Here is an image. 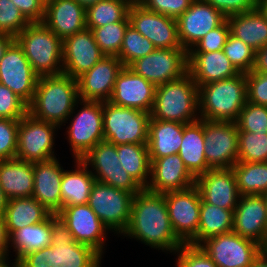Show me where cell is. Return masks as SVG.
I'll return each mask as SVG.
<instances>
[{
	"instance_id": "obj_1",
	"label": "cell",
	"mask_w": 267,
	"mask_h": 267,
	"mask_svg": "<svg viewBox=\"0 0 267 267\" xmlns=\"http://www.w3.org/2000/svg\"><path fill=\"white\" fill-rule=\"evenodd\" d=\"M122 235L173 254L183 245L171 227L165 193L146 188L134 195L129 223Z\"/></svg>"
},
{
	"instance_id": "obj_2",
	"label": "cell",
	"mask_w": 267,
	"mask_h": 267,
	"mask_svg": "<svg viewBox=\"0 0 267 267\" xmlns=\"http://www.w3.org/2000/svg\"><path fill=\"white\" fill-rule=\"evenodd\" d=\"M77 80L66 74L41 76L28 113L40 121L62 126L79 101Z\"/></svg>"
},
{
	"instance_id": "obj_3",
	"label": "cell",
	"mask_w": 267,
	"mask_h": 267,
	"mask_svg": "<svg viewBox=\"0 0 267 267\" xmlns=\"http://www.w3.org/2000/svg\"><path fill=\"white\" fill-rule=\"evenodd\" d=\"M199 117L236 122L247 103L246 73L198 86Z\"/></svg>"
},
{
	"instance_id": "obj_4",
	"label": "cell",
	"mask_w": 267,
	"mask_h": 267,
	"mask_svg": "<svg viewBox=\"0 0 267 267\" xmlns=\"http://www.w3.org/2000/svg\"><path fill=\"white\" fill-rule=\"evenodd\" d=\"M103 257L92 247L78 243L60 228L51 238V244L24 254L19 267H101Z\"/></svg>"
},
{
	"instance_id": "obj_5",
	"label": "cell",
	"mask_w": 267,
	"mask_h": 267,
	"mask_svg": "<svg viewBox=\"0 0 267 267\" xmlns=\"http://www.w3.org/2000/svg\"><path fill=\"white\" fill-rule=\"evenodd\" d=\"M198 85L186 73L182 78L156 86L150 117L188 124L200 119Z\"/></svg>"
},
{
	"instance_id": "obj_6",
	"label": "cell",
	"mask_w": 267,
	"mask_h": 267,
	"mask_svg": "<svg viewBox=\"0 0 267 267\" xmlns=\"http://www.w3.org/2000/svg\"><path fill=\"white\" fill-rule=\"evenodd\" d=\"M15 40L39 77L63 74L62 40L43 22L30 23Z\"/></svg>"
},
{
	"instance_id": "obj_7",
	"label": "cell",
	"mask_w": 267,
	"mask_h": 267,
	"mask_svg": "<svg viewBox=\"0 0 267 267\" xmlns=\"http://www.w3.org/2000/svg\"><path fill=\"white\" fill-rule=\"evenodd\" d=\"M150 113L103 102L104 141L120 144H147Z\"/></svg>"
},
{
	"instance_id": "obj_8",
	"label": "cell",
	"mask_w": 267,
	"mask_h": 267,
	"mask_svg": "<svg viewBox=\"0 0 267 267\" xmlns=\"http://www.w3.org/2000/svg\"><path fill=\"white\" fill-rule=\"evenodd\" d=\"M78 105L83 107L77 110ZM75 110H77V113H75ZM69 119L72 121L69 124L70 126L66 128L68 129L66 131L67 138L74 160H80L96 144L104 141L103 102L79 100L67 121Z\"/></svg>"
},
{
	"instance_id": "obj_9",
	"label": "cell",
	"mask_w": 267,
	"mask_h": 267,
	"mask_svg": "<svg viewBox=\"0 0 267 267\" xmlns=\"http://www.w3.org/2000/svg\"><path fill=\"white\" fill-rule=\"evenodd\" d=\"M133 197L130 192L95 181L88 205L109 231L121 235L129 223Z\"/></svg>"
},
{
	"instance_id": "obj_10",
	"label": "cell",
	"mask_w": 267,
	"mask_h": 267,
	"mask_svg": "<svg viewBox=\"0 0 267 267\" xmlns=\"http://www.w3.org/2000/svg\"><path fill=\"white\" fill-rule=\"evenodd\" d=\"M58 128L60 126L40 121L27 113L19 120L16 158L29 162L56 158L53 147Z\"/></svg>"
},
{
	"instance_id": "obj_11",
	"label": "cell",
	"mask_w": 267,
	"mask_h": 267,
	"mask_svg": "<svg viewBox=\"0 0 267 267\" xmlns=\"http://www.w3.org/2000/svg\"><path fill=\"white\" fill-rule=\"evenodd\" d=\"M57 218L59 228L63 232L69 234L74 241L92 247L103 256L106 231L109 230L88 204L62 207Z\"/></svg>"
},
{
	"instance_id": "obj_12",
	"label": "cell",
	"mask_w": 267,
	"mask_h": 267,
	"mask_svg": "<svg viewBox=\"0 0 267 267\" xmlns=\"http://www.w3.org/2000/svg\"><path fill=\"white\" fill-rule=\"evenodd\" d=\"M80 160L87 167L92 168L90 171L98 182L125 190L133 195L143 189L120 165L115 144L101 141Z\"/></svg>"
},
{
	"instance_id": "obj_13",
	"label": "cell",
	"mask_w": 267,
	"mask_h": 267,
	"mask_svg": "<svg viewBox=\"0 0 267 267\" xmlns=\"http://www.w3.org/2000/svg\"><path fill=\"white\" fill-rule=\"evenodd\" d=\"M171 227L183 244L196 246L201 196L194 185L181 191L165 193Z\"/></svg>"
},
{
	"instance_id": "obj_14",
	"label": "cell",
	"mask_w": 267,
	"mask_h": 267,
	"mask_svg": "<svg viewBox=\"0 0 267 267\" xmlns=\"http://www.w3.org/2000/svg\"><path fill=\"white\" fill-rule=\"evenodd\" d=\"M188 52L184 48H156L128 67L155 86L182 78L187 73Z\"/></svg>"
},
{
	"instance_id": "obj_15",
	"label": "cell",
	"mask_w": 267,
	"mask_h": 267,
	"mask_svg": "<svg viewBox=\"0 0 267 267\" xmlns=\"http://www.w3.org/2000/svg\"><path fill=\"white\" fill-rule=\"evenodd\" d=\"M198 246L217 267H249L264 249L260 244L233 231L207 238Z\"/></svg>"
},
{
	"instance_id": "obj_16",
	"label": "cell",
	"mask_w": 267,
	"mask_h": 267,
	"mask_svg": "<svg viewBox=\"0 0 267 267\" xmlns=\"http://www.w3.org/2000/svg\"><path fill=\"white\" fill-rule=\"evenodd\" d=\"M205 158L210 169H230L238 162L236 122L204 120Z\"/></svg>"
},
{
	"instance_id": "obj_17",
	"label": "cell",
	"mask_w": 267,
	"mask_h": 267,
	"mask_svg": "<svg viewBox=\"0 0 267 267\" xmlns=\"http://www.w3.org/2000/svg\"><path fill=\"white\" fill-rule=\"evenodd\" d=\"M38 78L23 48L15 40L0 60V84L8 87L29 105L34 97Z\"/></svg>"
},
{
	"instance_id": "obj_18",
	"label": "cell",
	"mask_w": 267,
	"mask_h": 267,
	"mask_svg": "<svg viewBox=\"0 0 267 267\" xmlns=\"http://www.w3.org/2000/svg\"><path fill=\"white\" fill-rule=\"evenodd\" d=\"M130 25L149 39L156 48H181L177 20L144 8L141 4H131L128 10Z\"/></svg>"
},
{
	"instance_id": "obj_19",
	"label": "cell",
	"mask_w": 267,
	"mask_h": 267,
	"mask_svg": "<svg viewBox=\"0 0 267 267\" xmlns=\"http://www.w3.org/2000/svg\"><path fill=\"white\" fill-rule=\"evenodd\" d=\"M176 20L181 46L188 52L209 31L220 26L226 17L205 0H193Z\"/></svg>"
},
{
	"instance_id": "obj_20",
	"label": "cell",
	"mask_w": 267,
	"mask_h": 267,
	"mask_svg": "<svg viewBox=\"0 0 267 267\" xmlns=\"http://www.w3.org/2000/svg\"><path fill=\"white\" fill-rule=\"evenodd\" d=\"M62 54L63 74L73 79L89 71L105 56L89 28L66 37L62 41Z\"/></svg>"
},
{
	"instance_id": "obj_21",
	"label": "cell",
	"mask_w": 267,
	"mask_h": 267,
	"mask_svg": "<svg viewBox=\"0 0 267 267\" xmlns=\"http://www.w3.org/2000/svg\"><path fill=\"white\" fill-rule=\"evenodd\" d=\"M233 232L267 246V207L263 195H241L234 210Z\"/></svg>"
},
{
	"instance_id": "obj_22",
	"label": "cell",
	"mask_w": 267,
	"mask_h": 267,
	"mask_svg": "<svg viewBox=\"0 0 267 267\" xmlns=\"http://www.w3.org/2000/svg\"><path fill=\"white\" fill-rule=\"evenodd\" d=\"M116 56H104L89 71L78 77V95L84 101H109L117 75L123 68Z\"/></svg>"
},
{
	"instance_id": "obj_23",
	"label": "cell",
	"mask_w": 267,
	"mask_h": 267,
	"mask_svg": "<svg viewBox=\"0 0 267 267\" xmlns=\"http://www.w3.org/2000/svg\"><path fill=\"white\" fill-rule=\"evenodd\" d=\"M156 86L124 66L117 75L112 96V104L150 113L154 104Z\"/></svg>"
},
{
	"instance_id": "obj_24",
	"label": "cell",
	"mask_w": 267,
	"mask_h": 267,
	"mask_svg": "<svg viewBox=\"0 0 267 267\" xmlns=\"http://www.w3.org/2000/svg\"><path fill=\"white\" fill-rule=\"evenodd\" d=\"M201 199L211 205L235 210L240 193L232 168L210 169L195 179Z\"/></svg>"
},
{
	"instance_id": "obj_25",
	"label": "cell",
	"mask_w": 267,
	"mask_h": 267,
	"mask_svg": "<svg viewBox=\"0 0 267 267\" xmlns=\"http://www.w3.org/2000/svg\"><path fill=\"white\" fill-rule=\"evenodd\" d=\"M150 161V179L146 187L148 191L164 194L195 185L196 178L186 168L178 153Z\"/></svg>"
},
{
	"instance_id": "obj_26",
	"label": "cell",
	"mask_w": 267,
	"mask_h": 267,
	"mask_svg": "<svg viewBox=\"0 0 267 267\" xmlns=\"http://www.w3.org/2000/svg\"><path fill=\"white\" fill-rule=\"evenodd\" d=\"M56 158L33 162L34 199H37L51 214L62 210L61 180L64 169Z\"/></svg>"
},
{
	"instance_id": "obj_27",
	"label": "cell",
	"mask_w": 267,
	"mask_h": 267,
	"mask_svg": "<svg viewBox=\"0 0 267 267\" xmlns=\"http://www.w3.org/2000/svg\"><path fill=\"white\" fill-rule=\"evenodd\" d=\"M42 22L63 41L86 28V8L75 0H52Z\"/></svg>"
},
{
	"instance_id": "obj_28",
	"label": "cell",
	"mask_w": 267,
	"mask_h": 267,
	"mask_svg": "<svg viewBox=\"0 0 267 267\" xmlns=\"http://www.w3.org/2000/svg\"><path fill=\"white\" fill-rule=\"evenodd\" d=\"M187 73L198 86L238 75L223 50L206 53H188Z\"/></svg>"
},
{
	"instance_id": "obj_29",
	"label": "cell",
	"mask_w": 267,
	"mask_h": 267,
	"mask_svg": "<svg viewBox=\"0 0 267 267\" xmlns=\"http://www.w3.org/2000/svg\"><path fill=\"white\" fill-rule=\"evenodd\" d=\"M0 185L6 198L32 197L33 162L17 158L0 160Z\"/></svg>"
},
{
	"instance_id": "obj_30",
	"label": "cell",
	"mask_w": 267,
	"mask_h": 267,
	"mask_svg": "<svg viewBox=\"0 0 267 267\" xmlns=\"http://www.w3.org/2000/svg\"><path fill=\"white\" fill-rule=\"evenodd\" d=\"M58 228L57 215L50 214L41 223L29 225L15 231L8 238V247H13L15 257L19 259L24 254L49 246L51 238Z\"/></svg>"
},
{
	"instance_id": "obj_31",
	"label": "cell",
	"mask_w": 267,
	"mask_h": 267,
	"mask_svg": "<svg viewBox=\"0 0 267 267\" xmlns=\"http://www.w3.org/2000/svg\"><path fill=\"white\" fill-rule=\"evenodd\" d=\"M230 34L257 51L267 45V18L258 6L246 13L226 17Z\"/></svg>"
},
{
	"instance_id": "obj_32",
	"label": "cell",
	"mask_w": 267,
	"mask_h": 267,
	"mask_svg": "<svg viewBox=\"0 0 267 267\" xmlns=\"http://www.w3.org/2000/svg\"><path fill=\"white\" fill-rule=\"evenodd\" d=\"M204 142V119L183 124V137L178 154L195 178L210 170L204 154Z\"/></svg>"
},
{
	"instance_id": "obj_33",
	"label": "cell",
	"mask_w": 267,
	"mask_h": 267,
	"mask_svg": "<svg viewBox=\"0 0 267 267\" xmlns=\"http://www.w3.org/2000/svg\"><path fill=\"white\" fill-rule=\"evenodd\" d=\"M182 137V123L150 118L147 143L150 159L177 154Z\"/></svg>"
},
{
	"instance_id": "obj_34",
	"label": "cell",
	"mask_w": 267,
	"mask_h": 267,
	"mask_svg": "<svg viewBox=\"0 0 267 267\" xmlns=\"http://www.w3.org/2000/svg\"><path fill=\"white\" fill-rule=\"evenodd\" d=\"M51 213L33 197L12 198L7 201L4 215L8 238L17 230L43 222Z\"/></svg>"
},
{
	"instance_id": "obj_35",
	"label": "cell",
	"mask_w": 267,
	"mask_h": 267,
	"mask_svg": "<svg viewBox=\"0 0 267 267\" xmlns=\"http://www.w3.org/2000/svg\"><path fill=\"white\" fill-rule=\"evenodd\" d=\"M75 169L65 170L60 190L62 207L88 204L95 177L81 160L75 159ZM77 166V168H76Z\"/></svg>"
},
{
	"instance_id": "obj_36",
	"label": "cell",
	"mask_w": 267,
	"mask_h": 267,
	"mask_svg": "<svg viewBox=\"0 0 267 267\" xmlns=\"http://www.w3.org/2000/svg\"><path fill=\"white\" fill-rule=\"evenodd\" d=\"M120 165L142 187L146 188L150 179L151 161L147 144L116 145Z\"/></svg>"
},
{
	"instance_id": "obj_37",
	"label": "cell",
	"mask_w": 267,
	"mask_h": 267,
	"mask_svg": "<svg viewBox=\"0 0 267 267\" xmlns=\"http://www.w3.org/2000/svg\"><path fill=\"white\" fill-rule=\"evenodd\" d=\"M234 211L204 202L201 199L196 246L207 238L233 231Z\"/></svg>"
},
{
	"instance_id": "obj_38",
	"label": "cell",
	"mask_w": 267,
	"mask_h": 267,
	"mask_svg": "<svg viewBox=\"0 0 267 267\" xmlns=\"http://www.w3.org/2000/svg\"><path fill=\"white\" fill-rule=\"evenodd\" d=\"M232 170L240 195L267 193V162H237Z\"/></svg>"
},
{
	"instance_id": "obj_39",
	"label": "cell",
	"mask_w": 267,
	"mask_h": 267,
	"mask_svg": "<svg viewBox=\"0 0 267 267\" xmlns=\"http://www.w3.org/2000/svg\"><path fill=\"white\" fill-rule=\"evenodd\" d=\"M127 0H101L86 8V28H95L108 23L121 22L130 7Z\"/></svg>"
},
{
	"instance_id": "obj_40",
	"label": "cell",
	"mask_w": 267,
	"mask_h": 267,
	"mask_svg": "<svg viewBox=\"0 0 267 267\" xmlns=\"http://www.w3.org/2000/svg\"><path fill=\"white\" fill-rule=\"evenodd\" d=\"M130 25L128 15L116 23L95 28H89L94 39L105 56H118L122 46L123 38L127 27Z\"/></svg>"
},
{
	"instance_id": "obj_41",
	"label": "cell",
	"mask_w": 267,
	"mask_h": 267,
	"mask_svg": "<svg viewBox=\"0 0 267 267\" xmlns=\"http://www.w3.org/2000/svg\"><path fill=\"white\" fill-rule=\"evenodd\" d=\"M156 47L153 43L129 25L125 31L122 46L117 56L123 66H129L136 59L152 53Z\"/></svg>"
},
{
	"instance_id": "obj_42",
	"label": "cell",
	"mask_w": 267,
	"mask_h": 267,
	"mask_svg": "<svg viewBox=\"0 0 267 267\" xmlns=\"http://www.w3.org/2000/svg\"><path fill=\"white\" fill-rule=\"evenodd\" d=\"M238 162H267V133L238 131Z\"/></svg>"
},
{
	"instance_id": "obj_43",
	"label": "cell",
	"mask_w": 267,
	"mask_h": 267,
	"mask_svg": "<svg viewBox=\"0 0 267 267\" xmlns=\"http://www.w3.org/2000/svg\"><path fill=\"white\" fill-rule=\"evenodd\" d=\"M223 52L239 72L247 73L253 70L256 51L242 40L230 34L223 47Z\"/></svg>"
},
{
	"instance_id": "obj_44",
	"label": "cell",
	"mask_w": 267,
	"mask_h": 267,
	"mask_svg": "<svg viewBox=\"0 0 267 267\" xmlns=\"http://www.w3.org/2000/svg\"><path fill=\"white\" fill-rule=\"evenodd\" d=\"M238 131L267 133V106L247 101L236 120Z\"/></svg>"
},
{
	"instance_id": "obj_45",
	"label": "cell",
	"mask_w": 267,
	"mask_h": 267,
	"mask_svg": "<svg viewBox=\"0 0 267 267\" xmlns=\"http://www.w3.org/2000/svg\"><path fill=\"white\" fill-rule=\"evenodd\" d=\"M30 24L11 0H0V34L14 38Z\"/></svg>"
},
{
	"instance_id": "obj_46",
	"label": "cell",
	"mask_w": 267,
	"mask_h": 267,
	"mask_svg": "<svg viewBox=\"0 0 267 267\" xmlns=\"http://www.w3.org/2000/svg\"><path fill=\"white\" fill-rule=\"evenodd\" d=\"M28 113V105L12 90L0 84V118L20 120Z\"/></svg>"
},
{
	"instance_id": "obj_47",
	"label": "cell",
	"mask_w": 267,
	"mask_h": 267,
	"mask_svg": "<svg viewBox=\"0 0 267 267\" xmlns=\"http://www.w3.org/2000/svg\"><path fill=\"white\" fill-rule=\"evenodd\" d=\"M229 35L230 26L226 19L220 26L202 37L188 53H206L223 50Z\"/></svg>"
},
{
	"instance_id": "obj_48",
	"label": "cell",
	"mask_w": 267,
	"mask_h": 267,
	"mask_svg": "<svg viewBox=\"0 0 267 267\" xmlns=\"http://www.w3.org/2000/svg\"><path fill=\"white\" fill-rule=\"evenodd\" d=\"M19 120L0 118V160L16 158Z\"/></svg>"
},
{
	"instance_id": "obj_49",
	"label": "cell",
	"mask_w": 267,
	"mask_h": 267,
	"mask_svg": "<svg viewBox=\"0 0 267 267\" xmlns=\"http://www.w3.org/2000/svg\"><path fill=\"white\" fill-rule=\"evenodd\" d=\"M177 267H217L211 258L199 247L183 244L176 252Z\"/></svg>"
},
{
	"instance_id": "obj_50",
	"label": "cell",
	"mask_w": 267,
	"mask_h": 267,
	"mask_svg": "<svg viewBox=\"0 0 267 267\" xmlns=\"http://www.w3.org/2000/svg\"><path fill=\"white\" fill-rule=\"evenodd\" d=\"M193 0H142L140 4L153 12L177 19L189 7Z\"/></svg>"
},
{
	"instance_id": "obj_51",
	"label": "cell",
	"mask_w": 267,
	"mask_h": 267,
	"mask_svg": "<svg viewBox=\"0 0 267 267\" xmlns=\"http://www.w3.org/2000/svg\"><path fill=\"white\" fill-rule=\"evenodd\" d=\"M247 101L267 106V74L259 72L246 73Z\"/></svg>"
},
{
	"instance_id": "obj_52",
	"label": "cell",
	"mask_w": 267,
	"mask_h": 267,
	"mask_svg": "<svg viewBox=\"0 0 267 267\" xmlns=\"http://www.w3.org/2000/svg\"><path fill=\"white\" fill-rule=\"evenodd\" d=\"M225 17L246 13L257 7V0H205Z\"/></svg>"
},
{
	"instance_id": "obj_53",
	"label": "cell",
	"mask_w": 267,
	"mask_h": 267,
	"mask_svg": "<svg viewBox=\"0 0 267 267\" xmlns=\"http://www.w3.org/2000/svg\"><path fill=\"white\" fill-rule=\"evenodd\" d=\"M30 22H42L45 6L40 0H11Z\"/></svg>"
},
{
	"instance_id": "obj_54",
	"label": "cell",
	"mask_w": 267,
	"mask_h": 267,
	"mask_svg": "<svg viewBox=\"0 0 267 267\" xmlns=\"http://www.w3.org/2000/svg\"><path fill=\"white\" fill-rule=\"evenodd\" d=\"M253 72L267 74V45L256 51Z\"/></svg>"
},
{
	"instance_id": "obj_55",
	"label": "cell",
	"mask_w": 267,
	"mask_h": 267,
	"mask_svg": "<svg viewBox=\"0 0 267 267\" xmlns=\"http://www.w3.org/2000/svg\"><path fill=\"white\" fill-rule=\"evenodd\" d=\"M8 245V236L5 230L4 219L0 218V258L9 256L10 248Z\"/></svg>"
},
{
	"instance_id": "obj_56",
	"label": "cell",
	"mask_w": 267,
	"mask_h": 267,
	"mask_svg": "<svg viewBox=\"0 0 267 267\" xmlns=\"http://www.w3.org/2000/svg\"><path fill=\"white\" fill-rule=\"evenodd\" d=\"M15 41V38L10 35L0 34V60L4 56L8 47Z\"/></svg>"
},
{
	"instance_id": "obj_57",
	"label": "cell",
	"mask_w": 267,
	"mask_h": 267,
	"mask_svg": "<svg viewBox=\"0 0 267 267\" xmlns=\"http://www.w3.org/2000/svg\"><path fill=\"white\" fill-rule=\"evenodd\" d=\"M249 267H267V250L263 249Z\"/></svg>"
},
{
	"instance_id": "obj_58",
	"label": "cell",
	"mask_w": 267,
	"mask_h": 267,
	"mask_svg": "<svg viewBox=\"0 0 267 267\" xmlns=\"http://www.w3.org/2000/svg\"><path fill=\"white\" fill-rule=\"evenodd\" d=\"M7 201L8 199L4 195L3 189L0 185V218H4Z\"/></svg>"
},
{
	"instance_id": "obj_59",
	"label": "cell",
	"mask_w": 267,
	"mask_h": 267,
	"mask_svg": "<svg viewBox=\"0 0 267 267\" xmlns=\"http://www.w3.org/2000/svg\"><path fill=\"white\" fill-rule=\"evenodd\" d=\"M9 257L0 258V267H19V260L15 257L14 263L12 262V266L9 265Z\"/></svg>"
},
{
	"instance_id": "obj_60",
	"label": "cell",
	"mask_w": 267,
	"mask_h": 267,
	"mask_svg": "<svg viewBox=\"0 0 267 267\" xmlns=\"http://www.w3.org/2000/svg\"><path fill=\"white\" fill-rule=\"evenodd\" d=\"M75 1H77L83 7L87 8L88 6L96 4L98 1H101V0H75Z\"/></svg>"
},
{
	"instance_id": "obj_61",
	"label": "cell",
	"mask_w": 267,
	"mask_h": 267,
	"mask_svg": "<svg viewBox=\"0 0 267 267\" xmlns=\"http://www.w3.org/2000/svg\"><path fill=\"white\" fill-rule=\"evenodd\" d=\"M258 8L265 14L267 18V0H260L257 3Z\"/></svg>"
},
{
	"instance_id": "obj_62",
	"label": "cell",
	"mask_w": 267,
	"mask_h": 267,
	"mask_svg": "<svg viewBox=\"0 0 267 267\" xmlns=\"http://www.w3.org/2000/svg\"><path fill=\"white\" fill-rule=\"evenodd\" d=\"M130 4H140L142 0H127Z\"/></svg>"
},
{
	"instance_id": "obj_63",
	"label": "cell",
	"mask_w": 267,
	"mask_h": 267,
	"mask_svg": "<svg viewBox=\"0 0 267 267\" xmlns=\"http://www.w3.org/2000/svg\"><path fill=\"white\" fill-rule=\"evenodd\" d=\"M43 4H44V6L46 5V4H48V3H50L52 0H40Z\"/></svg>"
},
{
	"instance_id": "obj_64",
	"label": "cell",
	"mask_w": 267,
	"mask_h": 267,
	"mask_svg": "<svg viewBox=\"0 0 267 267\" xmlns=\"http://www.w3.org/2000/svg\"><path fill=\"white\" fill-rule=\"evenodd\" d=\"M265 201H266V207H267V193H265L264 195Z\"/></svg>"
}]
</instances>
